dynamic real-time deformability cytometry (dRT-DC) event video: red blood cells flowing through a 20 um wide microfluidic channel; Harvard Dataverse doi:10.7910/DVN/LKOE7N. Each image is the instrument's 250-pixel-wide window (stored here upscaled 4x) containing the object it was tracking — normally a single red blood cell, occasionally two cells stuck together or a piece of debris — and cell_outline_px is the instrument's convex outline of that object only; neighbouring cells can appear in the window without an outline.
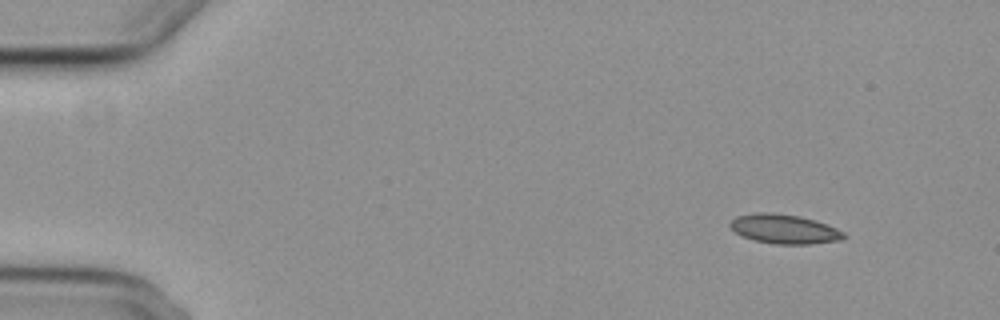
{"species": "common noctule bat (a hibernating species)", "species_latin": "Nyctalus noctula", "temperature_condition": "cold", "stored_images_in_passage": 6, "camera_frame_rate_fps": 3000, "um_per_image_px": 0.085, "animal": {"sex": "female", "body_mass_g": 29.2, "forearm_length_mm": 56.3}, "frame": {"image": 1, "passage_image": 1, "time_ms": 0.0, "image_size_px": [1000, 320], "cell_outline_px": [[844, 236], [840, 240], [812, 244], [772, 244], [752, 240], [740, 236], [728, 224], [736, 216], [756, 212], [772, 212], [800, 216], [816, 220], [836, 228], [844, 232]], "centroid_in_image_um": [66.63, 19.46], "position_along_channel_um": 18.4, "area_um2": 19.59}}
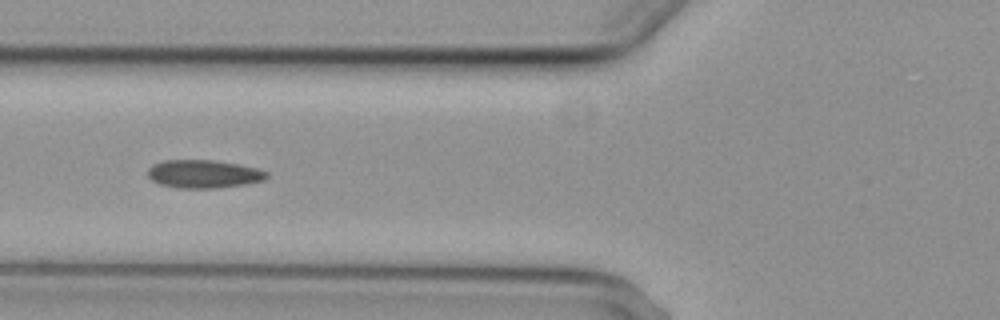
{"frame": {"image": 2, "passage_image": 5, "time_ms": 5.333, "image_size_px": [1000, 320], "cell_outline_px": [[268, 176], [264, 180], [244, 184], [216, 188], [176, 188], [160, 184], [152, 180], [148, 176], [148, 168], [152, 164], [164, 160], [212, 160], [240, 164], [256, 168], [268, 172]], "centroid_in_image_um": [17.29, 14.78], "position_along_channel_um": 108.5, "area_um2": 19.54}}
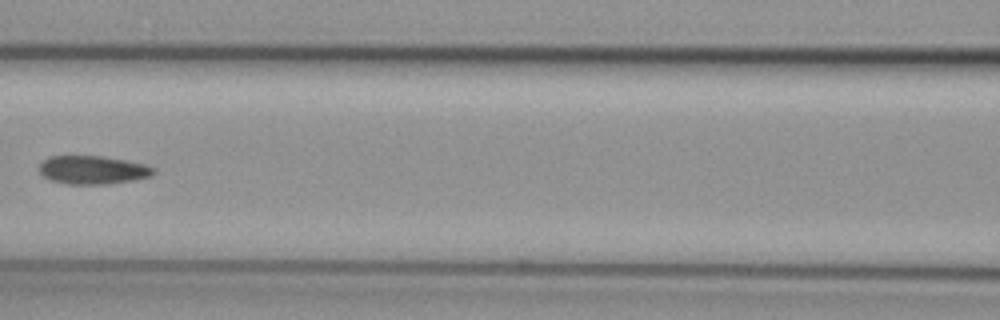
{"frame": {"image": 3, "passage_image": 6, "time_ms": 6.667, "image_size_px": [1000, 320], "cell_outline_px": [[156, 172], [152, 176], [136, 180], [112, 184], [64, 184], [48, 180], [40, 172], [40, 164], [48, 156], [100, 156], [124, 160], [144, 164], [156, 168]], "centroid_in_image_um": [7.91, 14.46], "position_along_channel_um": 158.7, "area_um2": 19.13}}